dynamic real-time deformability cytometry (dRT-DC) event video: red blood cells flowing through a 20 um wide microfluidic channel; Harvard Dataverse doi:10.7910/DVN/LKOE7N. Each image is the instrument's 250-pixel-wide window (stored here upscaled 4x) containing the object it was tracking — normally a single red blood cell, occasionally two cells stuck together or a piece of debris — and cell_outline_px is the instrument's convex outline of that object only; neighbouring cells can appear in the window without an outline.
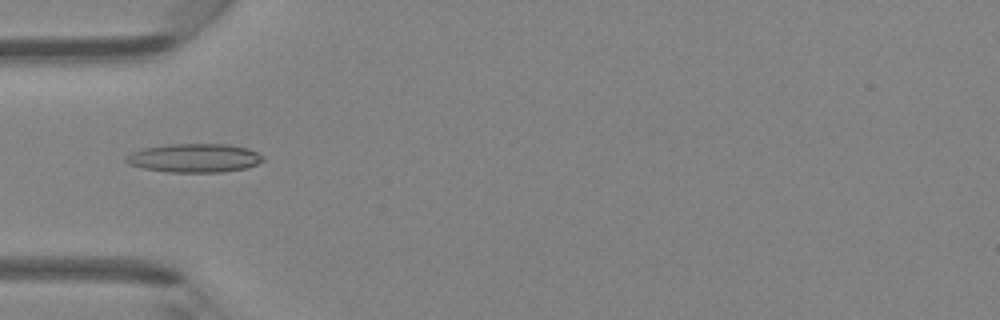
{"species": "Egyptian fruit bat (a non-hibernating species)", "species_latin": "Rousettus aegyptiacus", "temperature_condition": "room temperature", "stored_images_in_passage": 32, "camera_frame_rate_fps": 3000, "um_per_image_px": 0.085, "animal": {"sex": "female"}, "frame": {"image": 1, "passage_image": 1, "time_ms": 0.0, "image_size_px": [1000, 320], "cell_outline_px": [[264, 160], [248, 168], [224, 172], [168, 172], [144, 168], [128, 164], [124, 160], [124, 156], [132, 152], [144, 148], [168, 144], [228, 144], [248, 148], [264, 156]], "centroid_in_image_um": [16.53, 13.43], "position_along_channel_um": 68.5, "area_um2": 23.06}}
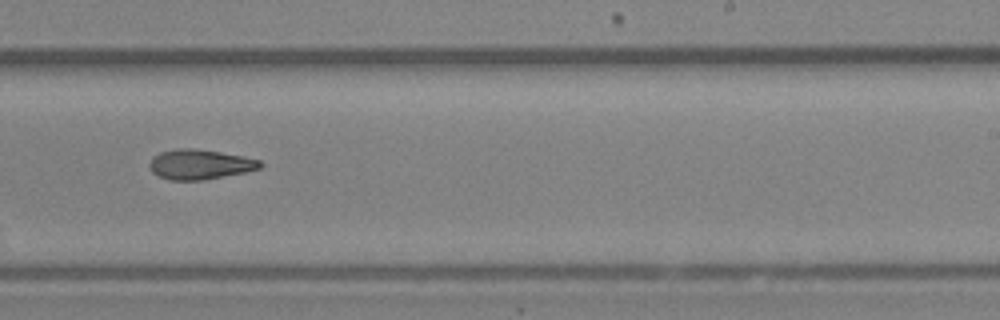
{"frame": {"image": 2, "passage_image": 15, "time_ms": 4.667, "image_size_px": [1000, 320], "cell_outline_px": [[264, 164], [260, 168], [244, 172], [200, 180], [172, 180], [160, 176], [152, 172], [148, 164], [152, 156], [160, 152], [176, 148], [192, 148], [220, 152], [244, 156], [260, 160]], "centroid_in_image_um": [16.97, 13.95], "position_along_channel_um": 272.0, "area_um2": 19.19}}
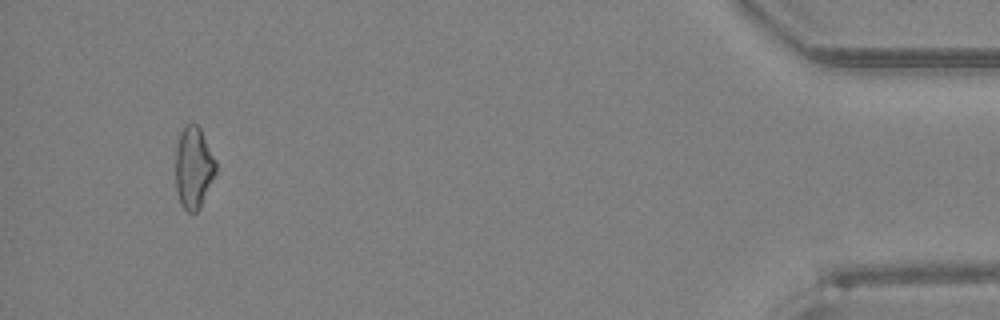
{"frame": {"image": 3, "passage_image": 30, "time_ms": 9.667, "image_size_px": [1000, 320], "cell_outline_px": [[216, 172], [200, 208], [196, 212], [188, 212], [180, 204], [176, 192], [176, 148], [180, 132], [188, 124], [196, 124], [200, 128], [216, 160]], "centroid_in_image_um": [16.45, 14.27], "position_along_channel_um": 418.7, "area_um2": 19.13}, "authors_computed_cell_mechanics": {"area_um2": 19.2185, "velocity_mm_per_s": 4.381, "shape_relaxation_time_tau1_ms": null, "shape_relaxation_time_tau2_ms": 3.5265, "deformation_change_tau1": null, "deformation_change_tau2": 0.1347}}